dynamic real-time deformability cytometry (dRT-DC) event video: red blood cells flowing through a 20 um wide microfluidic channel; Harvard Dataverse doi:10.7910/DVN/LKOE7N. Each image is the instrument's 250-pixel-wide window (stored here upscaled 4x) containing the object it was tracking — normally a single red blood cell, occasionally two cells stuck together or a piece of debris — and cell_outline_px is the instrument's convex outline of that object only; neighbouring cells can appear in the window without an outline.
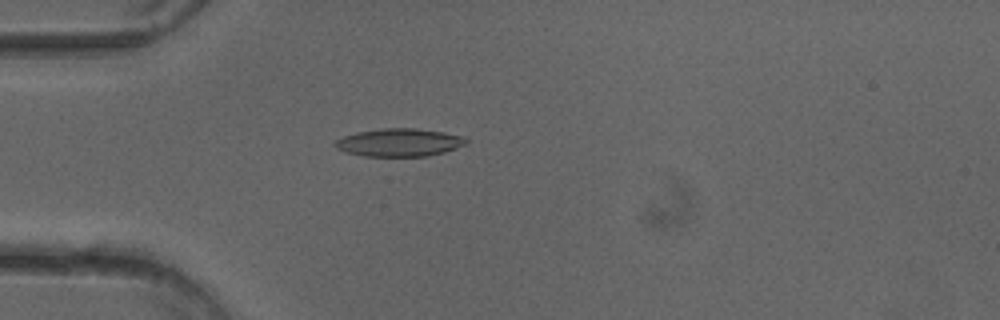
{"species": "common noctule bat (a hibernating species)", "species_latin": "Nyctalus noctula", "temperature_condition": "cold", "stored_images_in_passage": 51, "camera_frame_rate_fps": 3000, "um_per_image_px": 0.085, "animal": {"sex": "female"}, "frame": {"image": 1, "passage_image": 15, "time_ms": 4.667, "image_size_px": [1000, 320], "cell_outline_px": [[468, 144], [444, 152], [428, 156], [364, 156], [344, 152], [336, 148], [332, 144], [336, 140], [344, 136], [356, 132], [384, 128], [416, 128], [444, 132], [464, 136], [468, 140]], "centroid_in_image_um": [33.94, 12.11], "position_along_channel_um": 51.1, "area_um2": 21.5}}
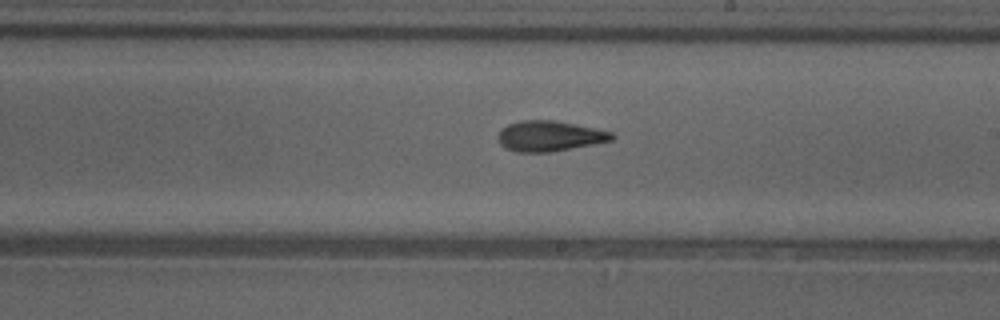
{"frame": {"image": 2, "passage_image": 30, "time_ms": 9.667, "image_size_px": [1000, 320], "cell_outline_px": [[616, 136], [612, 140], [592, 144], [548, 152], [516, 152], [504, 148], [500, 144], [500, 132], [508, 124], [520, 120], [556, 120], [596, 128], [612, 132]], "centroid_in_image_um": [46.73, 11.55], "position_along_channel_um": 242.3, "area_um2": 20.0}}
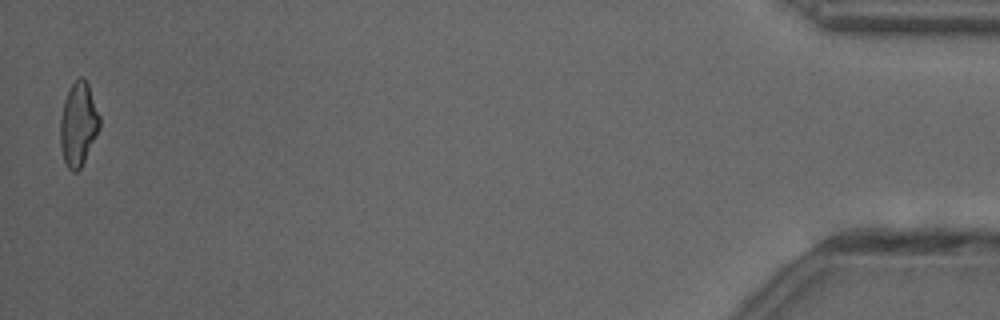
{"frame": {"image": 3, "passage_image": 51, "time_ms": 16.667, "image_size_px": [1000, 320], "cell_outline_px": [[100, 128], [80, 168], [76, 172], [72, 172], [68, 168], [64, 160], [60, 148], [60, 116], [64, 100], [72, 84], [80, 76], [88, 84], [100, 116]], "centroid_in_image_um": [6.65, 10.57], "position_along_channel_um": 428.6, "area_um2": 19.02}, "authors_computed_cell_mechanics": {"area_um2": 20.2878, "velocity_mm_per_s": 4.0362, "shape_relaxation_time_tau1_ms": 6.1443, "shape_relaxation_time_tau2_ms": 4.3485, "deformation_change_tau1": 0.1986, "deformation_change_tau2": 0.1539}}